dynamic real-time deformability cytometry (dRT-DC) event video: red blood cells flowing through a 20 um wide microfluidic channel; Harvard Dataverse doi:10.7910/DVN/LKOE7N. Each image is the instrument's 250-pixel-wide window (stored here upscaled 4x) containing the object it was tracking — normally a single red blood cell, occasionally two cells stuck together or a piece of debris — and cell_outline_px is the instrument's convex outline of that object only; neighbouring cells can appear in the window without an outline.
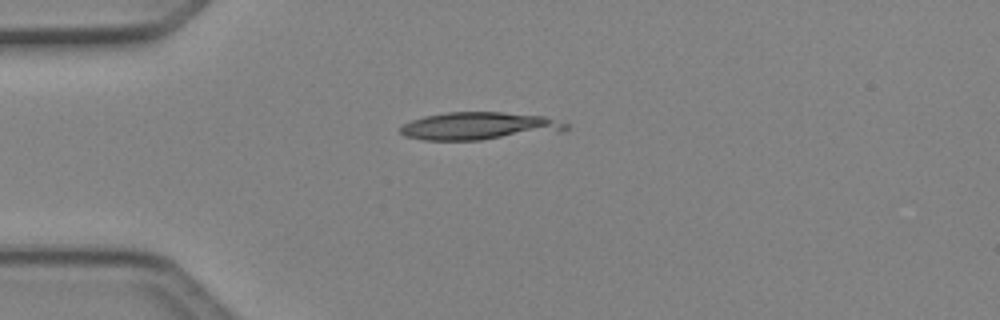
{"species": "Egyptian fruit bat (a non-hibernating species)", "species_latin": "Rousettus aegyptiacus", "temperature_condition": "cold", "stored_images_in_passage": 2, "camera_frame_rate_fps": 3000, "um_per_image_px": 0.085, "animal": {"sex": "female"}, "frame": {"image": 1, "passage_image": 1, "time_ms": 0.0, "image_size_px": [1000, 320], "cell_outline_px": [[568, 128], [564, 132], [480, 140], [424, 140], [404, 136], [400, 132], [400, 128], [404, 124], [412, 120], [424, 116], [448, 112], [504, 112], [544, 116], [568, 124]], "centroid_in_image_um": [40.78, 10.72], "position_along_channel_um": 44.2, "area_um2": 26.99}}